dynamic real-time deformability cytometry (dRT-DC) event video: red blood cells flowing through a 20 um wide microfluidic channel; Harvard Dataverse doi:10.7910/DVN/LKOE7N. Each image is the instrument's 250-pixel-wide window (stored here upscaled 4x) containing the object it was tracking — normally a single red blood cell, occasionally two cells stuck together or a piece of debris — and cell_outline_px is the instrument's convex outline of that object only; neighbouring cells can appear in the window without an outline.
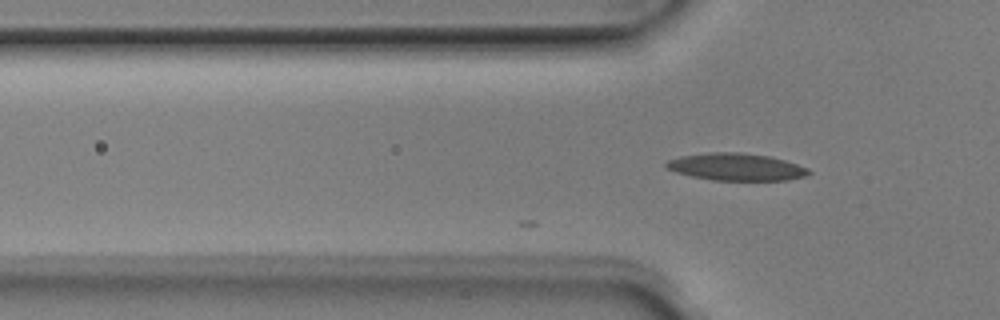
{"species": "Egyptian fruit bat (a non-hibernating species)", "species_latin": "Rousettus aegyptiacus", "temperature_condition": "room temperature", "stored_images_in_passage": 5, "camera_frame_rate_fps": 3000, "um_per_image_px": 0.085, "animal": {"sex": "male"}, "frame": {"image": 1, "passage_image": 5, "time_ms": 1.333, "image_size_px": [1000, 320], "cell_outline_px": [[812, 172], [804, 176], [788, 180], [712, 180], [692, 176], [676, 172], [664, 168], [664, 164], [668, 160], [680, 156], [708, 152], [740, 152], [768, 156], [784, 160], [808, 168]], "centroid_in_image_um": [62.54, 14.18], "position_along_channel_um": 63.3, "area_um2": 22.6}}